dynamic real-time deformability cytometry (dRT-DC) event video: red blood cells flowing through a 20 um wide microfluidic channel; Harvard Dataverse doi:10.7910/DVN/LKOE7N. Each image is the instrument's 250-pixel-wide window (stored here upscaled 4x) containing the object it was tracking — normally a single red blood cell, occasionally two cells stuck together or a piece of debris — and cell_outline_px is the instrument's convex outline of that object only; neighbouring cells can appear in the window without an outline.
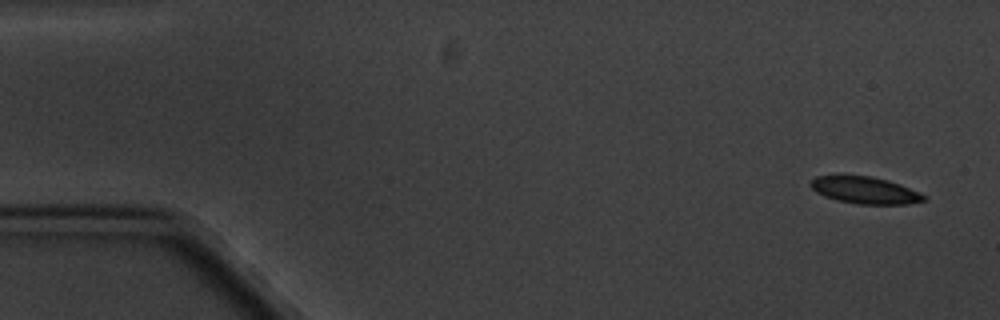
{"species": "common noctule bat (a hibernating species)", "species_latin": "Nyctalus noctula", "temperature_condition": "cold", "stored_images_in_passage": 4, "camera_frame_rate_fps": 3000, "um_per_image_px": 0.085, "animal": {"sex": "male", "body_mass_g": 20.1, "forearm_length_mm": 53.5}, "frame": {"image": 1, "passage_image": 1, "time_ms": 0.0, "image_size_px": [1000, 320], "cell_outline_px": [[928, 200], [908, 204], [856, 204], [836, 200], [824, 196], [816, 192], [808, 184], [816, 176], [872, 176], [888, 180], [900, 184], [920, 192], [928, 196]], "centroid_in_image_um": [73.57, 16.18], "position_along_channel_um": 11.4, "area_um2": 17.92}}